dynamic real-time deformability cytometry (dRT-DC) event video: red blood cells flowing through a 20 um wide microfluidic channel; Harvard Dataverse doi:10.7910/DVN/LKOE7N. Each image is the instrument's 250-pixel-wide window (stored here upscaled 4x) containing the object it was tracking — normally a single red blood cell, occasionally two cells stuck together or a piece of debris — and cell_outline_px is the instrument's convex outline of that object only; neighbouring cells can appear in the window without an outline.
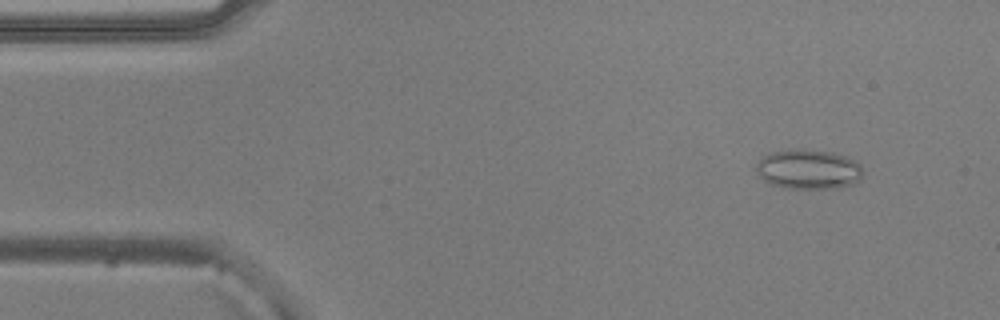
{"species": "common noctule bat (a hibernating species)", "species_latin": "Nyctalus noctula", "temperature_condition": "warm", "stored_images_in_passage": 52, "camera_frame_rate_fps": 3000, "um_per_image_px": 0.085, "animal": {"sex": "male", "body_mass_g": 20.5, "forearm_length_mm": 52.5}, "frame": {"image": 1, "passage_image": 5, "time_ms": 1.333, "image_size_px": [1000, 320], "cell_outline_px": [[860, 180], [856, 184], [840, 188], [788, 188], [768, 184], [760, 176], [756, 168], [756, 164], [760, 156], [768, 152], [796, 148], [832, 152], [856, 160], [860, 164]], "centroid_in_image_um": [68.68, 14.38], "position_along_channel_um": 16.3, "area_um2": 25.03}}
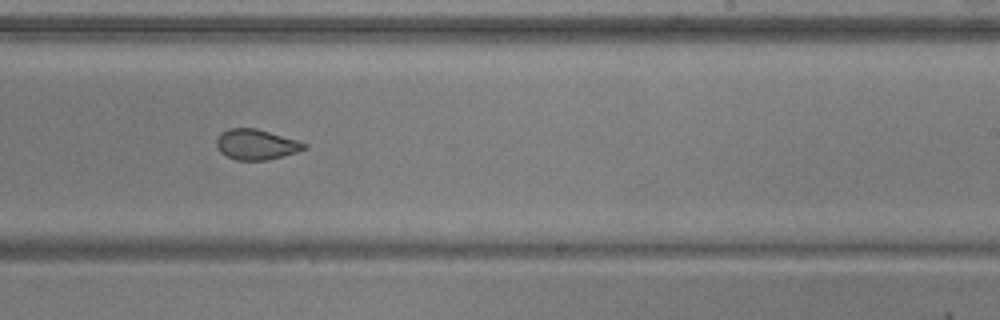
{"frame": {"image": 2, "passage_image": 31, "time_ms": 10.0, "image_size_px": [1000, 320], "cell_outline_px": [[308, 148], [296, 152], [268, 160], [236, 160], [220, 152], [216, 144], [216, 140], [220, 132], [228, 128], [256, 128], [296, 140], [308, 144]], "centroid_in_image_um": [21.76, 12.27], "position_along_channel_um": 267.2, "area_um2": 15.49}}
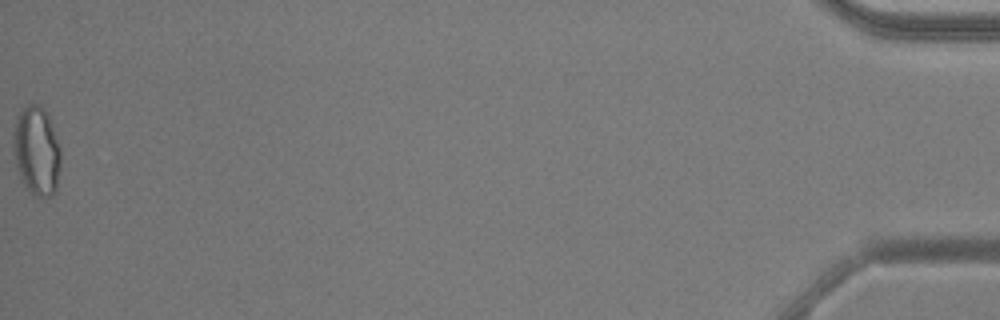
{"frame": {"image": 3, "passage_image": 52, "time_ms": 17.0, "image_size_px": [1000, 320], "cell_outline_px": [[60, 164], [56, 192], [52, 196], [32, 196], [28, 192], [20, 180], [12, 148], [12, 132], [16, 116], [20, 108], [28, 104], [40, 104], [48, 112], [60, 148]], "centroid_in_image_um": [3.08, 12.8], "position_along_channel_um": 432.1, "area_um2": 25.43}, "authors_computed_cell_mechanics": {"area_um2": 17.8313, "velocity_mm_per_s": 3.8868, "shape_relaxation_time_tau1_ms": 8.4403, "shape_relaxation_time_tau2_ms": 1.7817, "deformation_change_tau1": 0.1212, "deformation_change_tau2": 0.075}}